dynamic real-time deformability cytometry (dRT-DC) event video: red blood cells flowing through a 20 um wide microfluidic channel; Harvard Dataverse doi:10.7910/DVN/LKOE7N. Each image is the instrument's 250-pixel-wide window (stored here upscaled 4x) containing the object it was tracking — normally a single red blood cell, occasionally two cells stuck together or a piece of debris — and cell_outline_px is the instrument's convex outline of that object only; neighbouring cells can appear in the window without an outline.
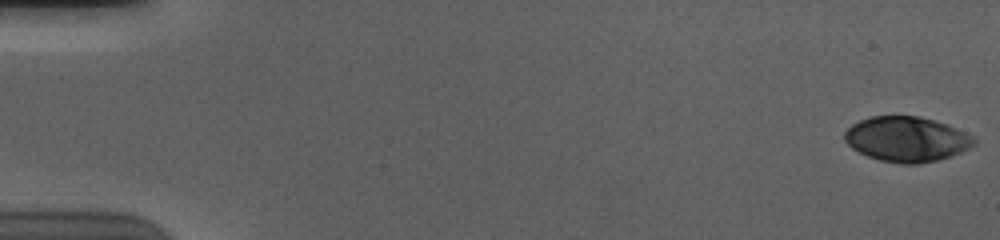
{"species": "human", "species_latin": "Homo sapiens", "temperature_condition": "cold", "stored_images_in_passage": 56, "camera_frame_rate_fps": 3000, "um_per_image_px": 0.085, "donor": {"sex": "male"}, "frame": {"image": 1, "passage_image": 1, "time_ms": 0.0, "image_size_px": [1000, 240], "cell_outline_px": [[976, 144], [952, 156], [936, 160], [916, 164], [904, 164], [880, 160], [868, 156], [852, 148], [844, 140], [844, 132], [852, 124], [860, 120], [872, 116], [920, 116], [956, 128], [972, 136], [976, 140]], "centroid_in_image_um": [77.05, 11.83], "position_along_channel_um": 8.0, "area_um2": 33.7}}
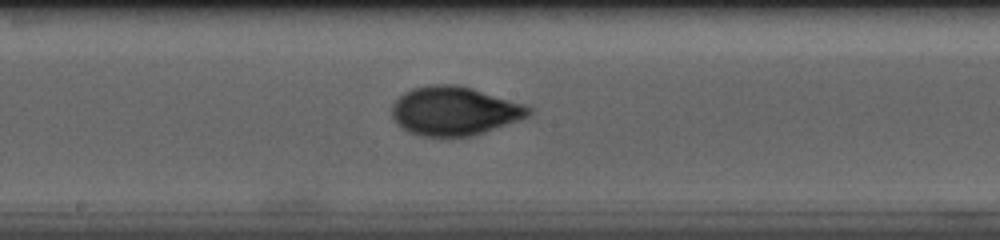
{"frame": {"image": 2, "passage_image": 31, "time_ms": 10.0, "image_size_px": [1000, 240], "cell_outline_px": [[532, 112], [528, 116], [484, 132], [472, 136], [424, 136], [408, 132], [396, 124], [392, 120], [392, 104], [404, 92], [412, 88], [428, 84], [456, 84], [472, 88], [524, 104], [532, 108]], "centroid_in_image_um": [38.58, 9.42], "position_along_channel_um": 209.6, "area_um2": 38.84}}
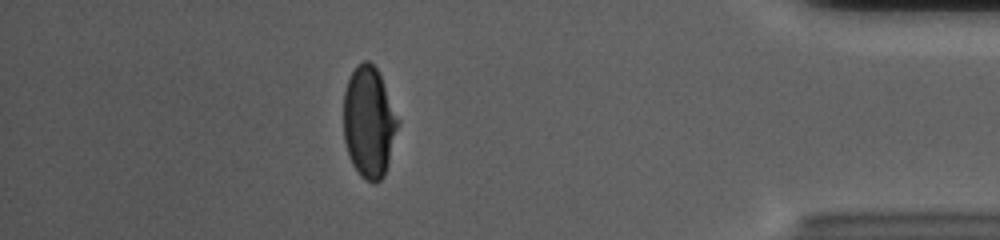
{"frame": {"image": 3, "passage_image": 50, "time_ms": 16.333, "image_size_px": [1000, 240], "cell_outline_px": [[400, 120], [388, 164], [384, 176], [376, 184], [372, 184], [360, 176], [352, 164], [344, 140], [344, 92], [348, 80], [356, 64], [364, 60], [368, 60], [376, 68], [380, 76]], "centroid_in_image_um": [31.36, 10.4], "position_along_channel_um": 403.8, "area_um2": 35.26}, "authors_computed_cell_mechanics": {"area_um2": 37.1943, "velocity_mm_per_s": 3.7035, "shape_relaxation_time_tau1_ms": 3.7209, "shape_relaxation_time_tau2_ms": 0.794, "deformation_change_tau1": 0.1661, "deformation_change_tau2": 0.0413}}